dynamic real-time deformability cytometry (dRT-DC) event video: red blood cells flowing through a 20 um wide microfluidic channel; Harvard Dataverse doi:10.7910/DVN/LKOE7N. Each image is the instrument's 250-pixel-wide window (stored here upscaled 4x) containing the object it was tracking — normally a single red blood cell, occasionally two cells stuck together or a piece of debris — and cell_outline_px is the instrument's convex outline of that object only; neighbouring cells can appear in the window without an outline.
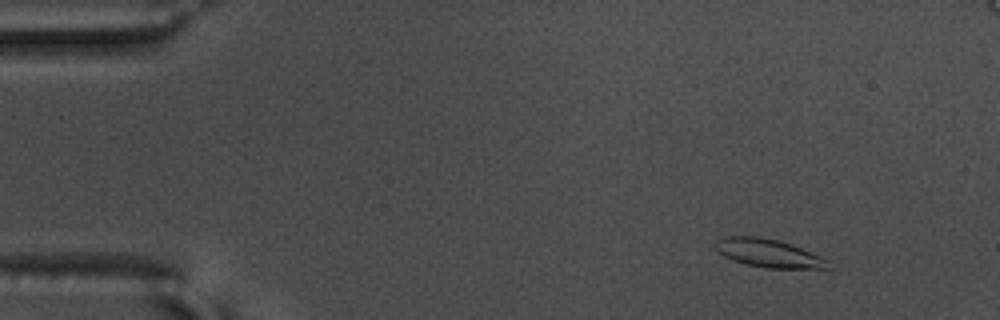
{"species": "common noctule bat (a hibernating species)", "species_latin": "Nyctalus noctula", "temperature_condition": "warm", "stored_images_in_passage": 58, "segment_of_instrument_passage": [1, 2], "camera_frame_rate_fps": 3000, "um_per_image_px": 0.085, "animal": {"sex": "male", "body_mass_g": 17.5, "forearm_length_mm": 52.3}, "frame": {"image": 1, "passage_image": 7, "time_ms": 2.0, "image_size_px": [1000, 320], "cell_outline_px": [[828, 268], [764, 268], [744, 264], [732, 260], [724, 256], [712, 244], [716, 240], [724, 236], [760, 236], [792, 244], [820, 256], [828, 260]], "centroid_in_image_um": [65.26, 21.51], "position_along_channel_um": 19.7, "area_um2": 18.55}}
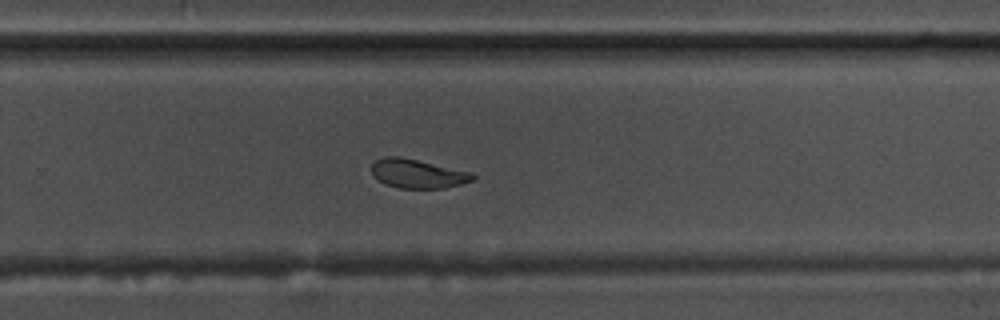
{"frame": {"image": 2, "passage_image": 38, "time_ms": 12.333, "image_size_px": [1000, 320], "cell_outline_px": [[476, 180], [444, 188], [400, 188], [384, 184], [372, 176], [372, 164], [376, 160], [384, 156], [400, 156], [472, 172], [476, 176]], "centroid_in_image_um": [35.5, 14.76], "position_along_channel_um": 294.3, "area_um2": 17.22}}
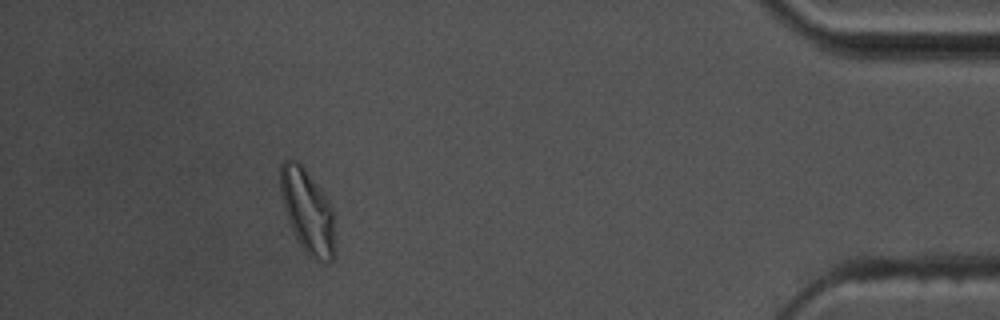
{"frame": {"image": 3, "passage_image": 52, "time_ms": 17.0, "image_size_px": [1000, 320], "cell_outline_px": [[336, 256], [332, 260], [320, 260], [312, 256], [300, 244], [292, 228], [284, 208], [280, 192], [280, 164], [284, 160], [296, 160], [304, 168], [328, 200], [332, 208], [336, 252]], "centroid_in_image_um": [26.15, 17.93], "position_along_channel_um": 409.1, "area_um2": 26.13}}